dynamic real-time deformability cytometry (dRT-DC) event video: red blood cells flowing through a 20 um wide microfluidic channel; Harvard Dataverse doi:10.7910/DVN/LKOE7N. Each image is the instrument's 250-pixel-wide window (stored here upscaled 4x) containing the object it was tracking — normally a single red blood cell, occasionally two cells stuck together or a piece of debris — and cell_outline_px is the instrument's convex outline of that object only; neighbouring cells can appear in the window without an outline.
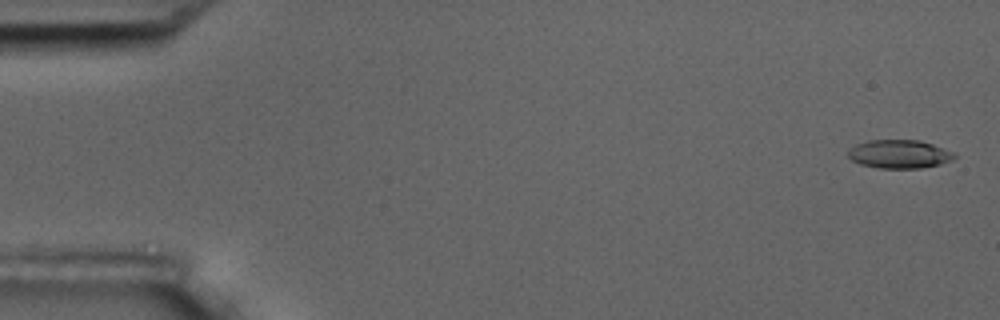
{"species": "common noctule bat (a hibernating species)", "species_latin": "Nyctalus noctula", "temperature_condition": "room temperature", "stored_images_in_passage": 15, "camera_frame_rate_fps": 3000, "um_per_image_px": 0.085, "animal": {"sex": "male", "body_mass_g": 17.5, "forearm_length_mm": 52.3}, "frame": {"image": 1, "passage_image": 1, "time_ms": 0.0, "image_size_px": [1000, 320], "cell_outline_px": [[956, 156], [952, 160], [940, 164], [920, 168], [880, 168], [860, 164], [852, 160], [848, 156], [848, 148], [856, 144], [868, 140], [920, 140], [956, 152]], "centroid_in_image_um": [76.45, 13.09], "position_along_channel_um": 8.6, "area_um2": 17.74}}
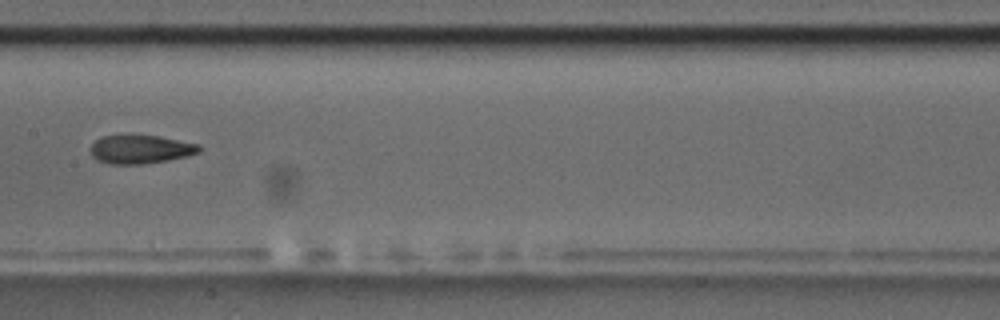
{"frame": {"image": 2, "passage_image": 8, "time_ms": 9.0, "image_size_px": [1000, 320], "cell_outline_px": [[200, 152], [188, 156], [168, 160], [140, 164], [112, 164], [96, 160], [92, 156], [88, 148], [96, 140], [104, 136], [160, 136], [200, 144]], "centroid_in_image_um": [11.95, 12.7], "position_along_channel_um": 195.5, "area_um2": 18.03}}
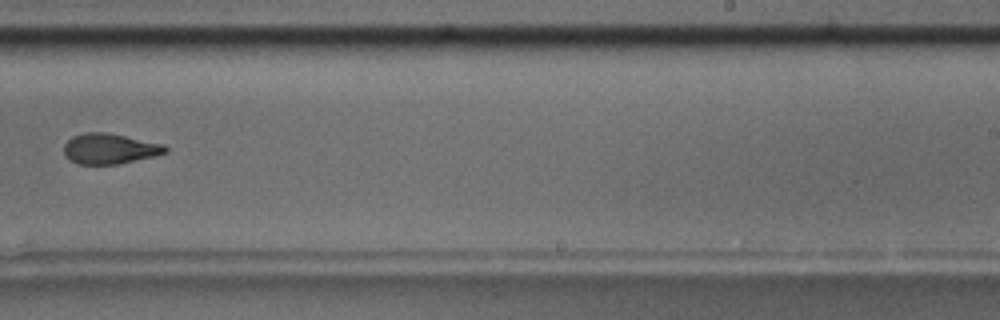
{"frame": {"image": 3, "passage_image": 10, "time_ms": 11.333, "image_size_px": [1000, 320], "cell_outline_px": [[168, 152], [152, 156], [116, 164], [76, 164], [64, 156], [64, 144], [72, 136], [84, 132], [108, 132], [164, 144], [168, 148]], "centroid_in_image_um": [9.29, 12.63], "position_along_channel_um": 279.7, "area_um2": 18.03}, "authors_computed_cell_mechanics": {"area_um2": 18.6116, "velocity_mm_per_s": 3.6142, "shape_relaxation_time_tau1_ms": 10.2088, "shape_relaxation_time_tau2_ms": null, "deformation_change_tau1": 0.2201, "deformation_change_tau2": null}}